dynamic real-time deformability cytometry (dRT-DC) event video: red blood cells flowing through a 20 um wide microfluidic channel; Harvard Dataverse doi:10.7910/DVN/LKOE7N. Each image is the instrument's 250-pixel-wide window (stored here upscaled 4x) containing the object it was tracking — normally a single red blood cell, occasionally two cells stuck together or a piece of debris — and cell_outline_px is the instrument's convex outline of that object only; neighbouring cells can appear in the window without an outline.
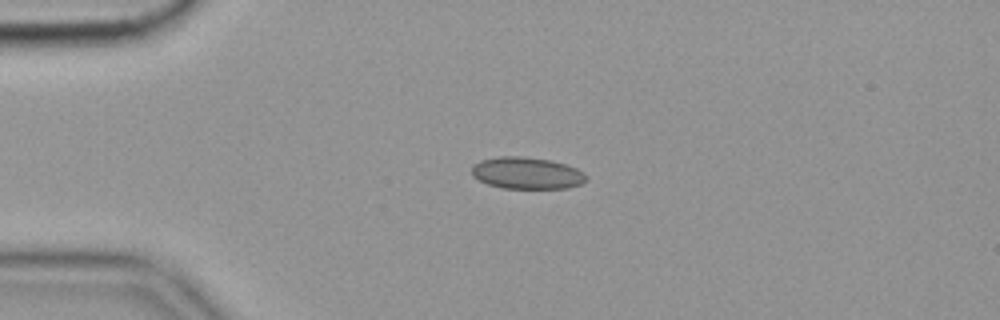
{"species": "common noctule bat (a hibernating species)", "species_latin": "Nyctalus noctula", "temperature_condition": "cold", "stored_images_in_passage": 47, "camera_frame_rate_fps": 3000, "um_per_image_px": 0.085, "animal": {"sex": "female", "body_mass_g": 19.9}, "frame": {"image": 1, "passage_image": 4, "time_ms": 1.0, "image_size_px": [1000, 320], "cell_outline_px": [[588, 176], [580, 184], [568, 188], [500, 188], [488, 184], [472, 176], [472, 164], [480, 160], [500, 156], [524, 156], [552, 160], [576, 168], [584, 172]], "centroid_in_image_um": [44.76, 14.7], "position_along_channel_um": 40.2, "area_um2": 21.33}}
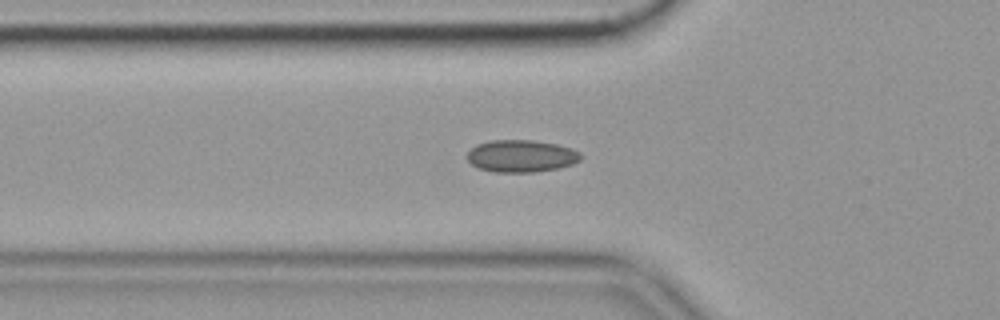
{"frame": {"image": 2, "passage_image": 10, "time_ms": 3.0, "image_size_px": [1000, 320], "cell_outline_px": [[580, 160], [572, 164], [556, 168], [536, 172], [492, 172], [480, 168], [472, 164], [464, 156], [476, 144], [492, 140], [532, 140], [556, 144], [572, 148], [580, 152]], "centroid_in_image_um": [44.28, 13.26], "position_along_channel_um": 81.5, "area_um2": 21.33}}
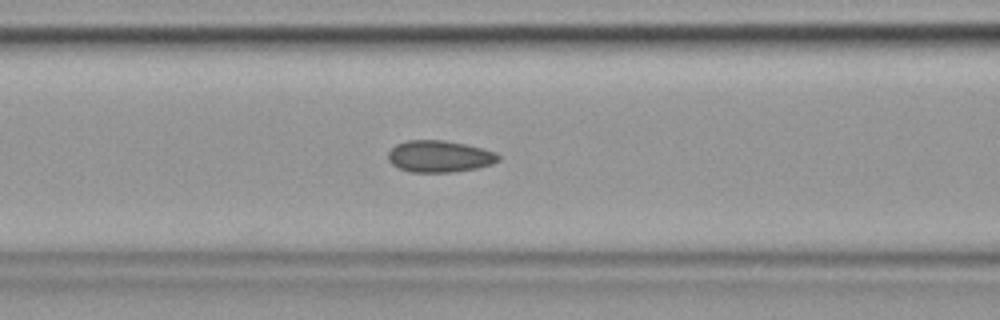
{"frame": {"image": 3, "passage_image": 14, "time_ms": 4.333, "image_size_px": [1000, 320], "cell_outline_px": [[500, 160], [492, 164], [476, 168], [452, 172], [412, 172], [400, 168], [392, 164], [388, 160], [388, 152], [396, 144], [408, 140], [444, 140], [464, 144], [496, 152], [500, 156]], "centroid_in_image_um": [37.35, 13.29], "position_along_channel_um": 129.2, "area_um2": 20.29}, "authors_computed_cell_mechanics": {"area_um2": 20.4034, "velocity_mm_per_s": 3.5428, "shape_relaxation_time_tau1_ms": null, "shape_relaxation_time_tau2_ms": 1.7603, "deformation_change_tau1": null, "deformation_change_tau2": 0.0543}}